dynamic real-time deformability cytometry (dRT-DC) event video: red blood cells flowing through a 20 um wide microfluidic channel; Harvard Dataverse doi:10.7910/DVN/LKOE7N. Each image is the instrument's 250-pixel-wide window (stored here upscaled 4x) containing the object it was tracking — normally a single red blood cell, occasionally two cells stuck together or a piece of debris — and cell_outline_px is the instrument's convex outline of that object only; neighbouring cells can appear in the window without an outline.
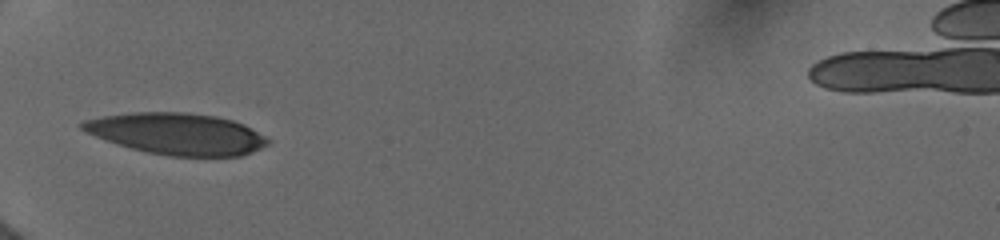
{"species": "human", "species_latin": "Homo sapiens", "temperature_condition": "cold", "stored_images_in_passage": 25, "camera_frame_rate_fps": 3000, "um_per_image_px": 0.085, "donor": {"sex": "female"}, "frame": {"image": 1, "passage_image": 1, "time_ms": 0.0, "image_size_px": [1000, 240], "cell_outline_px": [[268, 144], [260, 148], [240, 156], [168, 156], [148, 152], [132, 148], [104, 140], [84, 132], [80, 128], [80, 124], [84, 120], [104, 116], [136, 112], [184, 112], [216, 116], [232, 120], [244, 124], [264, 136], [268, 140]], "centroid_in_image_um": [15.0, 11.37], "position_along_channel_um": 70.0, "area_um2": 44.56}}
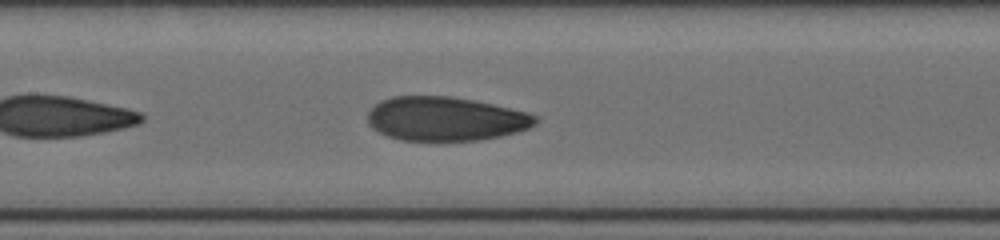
{"frame": {"image": 2, "passage_image": 11, "time_ms": 2.667, "image_size_px": [1000, 240], "cell_outline_px": [[540, 120], [536, 124], [528, 128], [516, 132], [500, 136], [480, 140], [436, 144], [400, 140], [388, 136], [372, 128], [368, 124], [368, 112], [380, 100], [392, 96], [452, 96], [492, 104], [528, 112], [540, 116]], "centroid_in_image_um": [37.88, 10.14], "position_along_channel_um": 169.5, "area_um2": 44.27}}
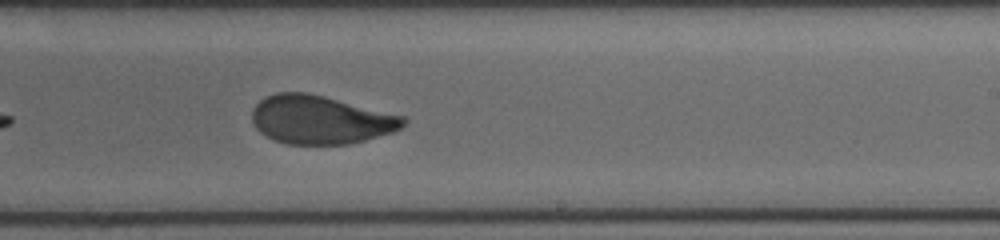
{"frame": {"image": 3, "passage_image": 20, "time_ms": 5.0, "image_size_px": [1000, 240], "cell_outline_px": [[408, 120], [400, 128], [392, 132], [364, 140], [348, 144], [288, 144], [276, 140], [260, 132], [256, 128], [252, 120], [252, 108], [264, 96], [276, 92], [308, 92], [404, 116]], "centroid_in_image_um": [27.21, 10.16], "position_along_channel_um": 261.8, "area_um2": 42.6}}